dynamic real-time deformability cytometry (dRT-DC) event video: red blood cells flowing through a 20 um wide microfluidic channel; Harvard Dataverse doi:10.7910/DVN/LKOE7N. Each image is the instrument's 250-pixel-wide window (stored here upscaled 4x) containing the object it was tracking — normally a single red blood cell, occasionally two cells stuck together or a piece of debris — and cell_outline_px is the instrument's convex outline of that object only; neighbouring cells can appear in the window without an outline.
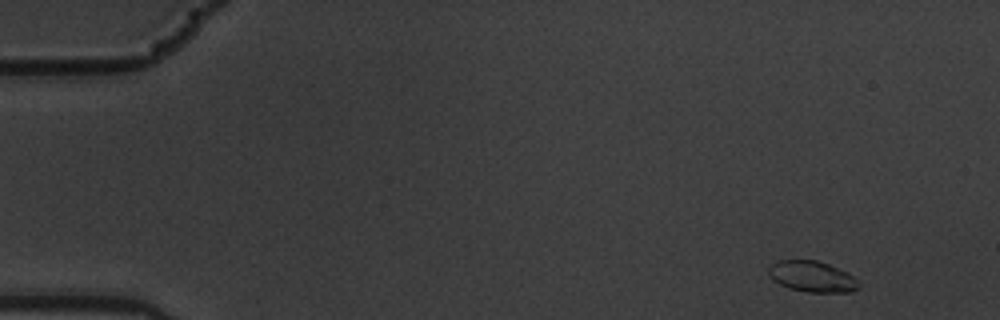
{"species": "common noctule bat (a hibernating species)", "species_latin": "Nyctalus noctula", "temperature_condition": "warm", "stored_images_in_passage": 4, "camera_frame_rate_fps": 3000, "um_per_image_px": 0.085, "animal": {"sex": "male", "body_mass_g": 19.5, "forearm_length_mm": 54.6}, "frame": {"image": 1, "passage_image": 1, "time_ms": 0.0, "image_size_px": [1000, 320], "cell_outline_px": [[860, 284], [852, 292], [808, 292], [788, 288], [772, 280], [768, 272], [768, 268], [772, 264], [780, 260], [816, 260], [828, 264], [848, 272]], "centroid_in_image_um": [69.01, 23.51], "position_along_channel_um": 16.0, "area_um2": 16.18}}